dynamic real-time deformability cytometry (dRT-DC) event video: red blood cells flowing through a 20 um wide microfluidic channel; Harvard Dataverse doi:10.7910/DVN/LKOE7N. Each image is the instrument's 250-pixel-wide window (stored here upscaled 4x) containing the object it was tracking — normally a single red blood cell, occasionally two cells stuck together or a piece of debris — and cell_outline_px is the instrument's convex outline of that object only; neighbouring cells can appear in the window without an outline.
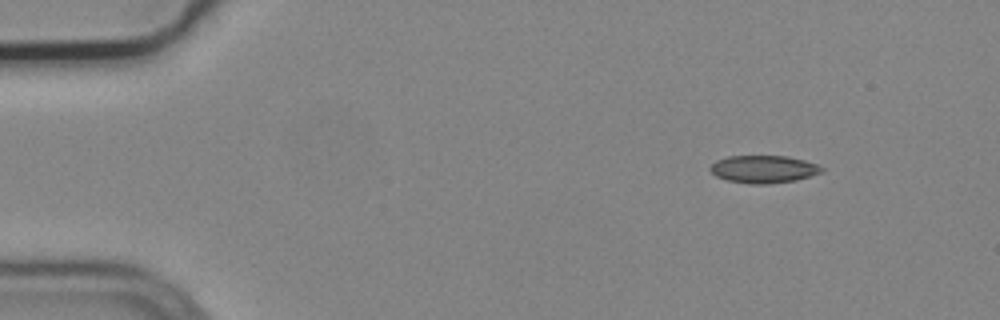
{"species": "common noctule bat (a hibernating species)", "species_latin": "Nyctalus noctula", "temperature_condition": "cold", "stored_images_in_passage": 4, "camera_frame_rate_fps": 3000, "um_per_image_px": 0.085, "animal": {"sex": "male", "body_mass_g": 19.2, "forearm_length_mm": 51.8}, "frame": {"image": 1, "passage_image": 1, "time_ms": 0.0, "image_size_px": [1000, 320], "cell_outline_px": [[824, 172], [796, 180], [768, 184], [752, 184], [728, 180], [716, 176], [708, 168], [716, 160], [728, 156], [788, 156], [804, 160], [816, 164], [824, 168]], "centroid_in_image_um": [64.92, 14.38], "position_along_channel_um": 20.1, "area_um2": 17.92}}
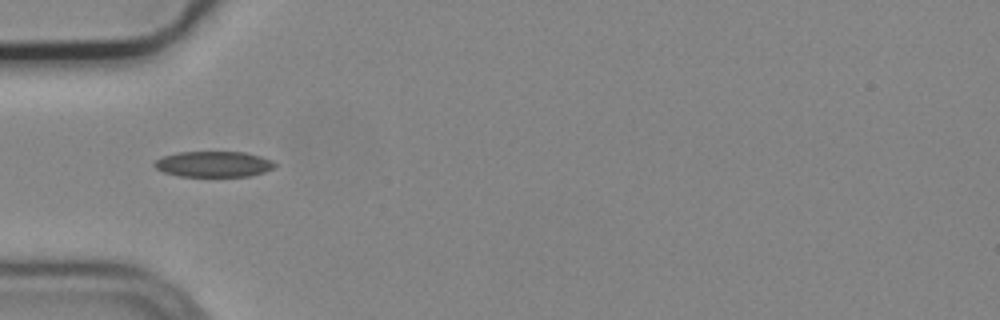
{"frame": {"image": 2, "passage_image": 4, "time_ms": 1.0, "image_size_px": [1000, 320], "cell_outline_px": [[276, 168], [264, 172], [248, 176], [180, 176], [164, 172], [156, 168], [152, 164], [156, 160], [164, 156], [176, 152], [244, 152], [260, 156], [272, 160], [276, 164]], "centroid_in_image_um": [18.18, 13.95], "position_along_channel_um": 66.8, "area_um2": 18.03}}